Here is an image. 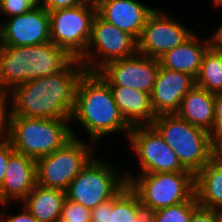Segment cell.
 Here are the masks:
<instances>
[{"label": "cell", "instance_id": "cell-5", "mask_svg": "<svg viewBox=\"0 0 222 222\" xmlns=\"http://www.w3.org/2000/svg\"><path fill=\"white\" fill-rule=\"evenodd\" d=\"M176 153L185 170L196 175L211 160L212 135L176 114L156 116L151 124Z\"/></svg>", "mask_w": 222, "mask_h": 222}, {"label": "cell", "instance_id": "cell-2", "mask_svg": "<svg viewBox=\"0 0 222 222\" xmlns=\"http://www.w3.org/2000/svg\"><path fill=\"white\" fill-rule=\"evenodd\" d=\"M73 122L83 126L93 143L113 132H123L128 139L132 128L122 117L108 83L97 72L85 71L78 81Z\"/></svg>", "mask_w": 222, "mask_h": 222}, {"label": "cell", "instance_id": "cell-40", "mask_svg": "<svg viewBox=\"0 0 222 222\" xmlns=\"http://www.w3.org/2000/svg\"><path fill=\"white\" fill-rule=\"evenodd\" d=\"M218 222H222V213L220 214V218Z\"/></svg>", "mask_w": 222, "mask_h": 222}, {"label": "cell", "instance_id": "cell-41", "mask_svg": "<svg viewBox=\"0 0 222 222\" xmlns=\"http://www.w3.org/2000/svg\"><path fill=\"white\" fill-rule=\"evenodd\" d=\"M36 4L40 1V0H33Z\"/></svg>", "mask_w": 222, "mask_h": 222}, {"label": "cell", "instance_id": "cell-4", "mask_svg": "<svg viewBox=\"0 0 222 222\" xmlns=\"http://www.w3.org/2000/svg\"><path fill=\"white\" fill-rule=\"evenodd\" d=\"M70 119H37L10 115L8 136L13 149L38 160L78 138Z\"/></svg>", "mask_w": 222, "mask_h": 222}, {"label": "cell", "instance_id": "cell-8", "mask_svg": "<svg viewBox=\"0 0 222 222\" xmlns=\"http://www.w3.org/2000/svg\"><path fill=\"white\" fill-rule=\"evenodd\" d=\"M90 142L94 144L73 137L62 148L36 160L37 184L66 191L94 156L92 150L95 146Z\"/></svg>", "mask_w": 222, "mask_h": 222}, {"label": "cell", "instance_id": "cell-10", "mask_svg": "<svg viewBox=\"0 0 222 222\" xmlns=\"http://www.w3.org/2000/svg\"><path fill=\"white\" fill-rule=\"evenodd\" d=\"M137 53V40L132 35L96 14L92 21L89 44L78 60L87 72H98L109 62L129 58Z\"/></svg>", "mask_w": 222, "mask_h": 222}, {"label": "cell", "instance_id": "cell-38", "mask_svg": "<svg viewBox=\"0 0 222 222\" xmlns=\"http://www.w3.org/2000/svg\"><path fill=\"white\" fill-rule=\"evenodd\" d=\"M214 2V5L217 6L219 8L222 7V0H212Z\"/></svg>", "mask_w": 222, "mask_h": 222}, {"label": "cell", "instance_id": "cell-31", "mask_svg": "<svg viewBox=\"0 0 222 222\" xmlns=\"http://www.w3.org/2000/svg\"><path fill=\"white\" fill-rule=\"evenodd\" d=\"M10 141L5 139H0V188L3 183V178L6 170V166L10 155L14 152Z\"/></svg>", "mask_w": 222, "mask_h": 222}, {"label": "cell", "instance_id": "cell-21", "mask_svg": "<svg viewBox=\"0 0 222 222\" xmlns=\"http://www.w3.org/2000/svg\"><path fill=\"white\" fill-rule=\"evenodd\" d=\"M66 192L36 185L21 204L39 222H56L61 217Z\"/></svg>", "mask_w": 222, "mask_h": 222}, {"label": "cell", "instance_id": "cell-22", "mask_svg": "<svg viewBox=\"0 0 222 222\" xmlns=\"http://www.w3.org/2000/svg\"><path fill=\"white\" fill-rule=\"evenodd\" d=\"M195 195L200 206L222 212V167L212 160L195 175Z\"/></svg>", "mask_w": 222, "mask_h": 222}, {"label": "cell", "instance_id": "cell-17", "mask_svg": "<svg viewBox=\"0 0 222 222\" xmlns=\"http://www.w3.org/2000/svg\"><path fill=\"white\" fill-rule=\"evenodd\" d=\"M37 185L36 160L14 151L8 160L0 188V205L21 203Z\"/></svg>", "mask_w": 222, "mask_h": 222}, {"label": "cell", "instance_id": "cell-20", "mask_svg": "<svg viewBox=\"0 0 222 222\" xmlns=\"http://www.w3.org/2000/svg\"><path fill=\"white\" fill-rule=\"evenodd\" d=\"M178 117L215 135L214 94L194 86L182 99Z\"/></svg>", "mask_w": 222, "mask_h": 222}, {"label": "cell", "instance_id": "cell-16", "mask_svg": "<svg viewBox=\"0 0 222 222\" xmlns=\"http://www.w3.org/2000/svg\"><path fill=\"white\" fill-rule=\"evenodd\" d=\"M97 14L106 22L139 39L148 17L156 9L138 0H95Z\"/></svg>", "mask_w": 222, "mask_h": 222}, {"label": "cell", "instance_id": "cell-7", "mask_svg": "<svg viewBox=\"0 0 222 222\" xmlns=\"http://www.w3.org/2000/svg\"><path fill=\"white\" fill-rule=\"evenodd\" d=\"M107 163L93 157L68 186L66 198L93 209L116 196L128 184L126 174Z\"/></svg>", "mask_w": 222, "mask_h": 222}, {"label": "cell", "instance_id": "cell-3", "mask_svg": "<svg viewBox=\"0 0 222 222\" xmlns=\"http://www.w3.org/2000/svg\"><path fill=\"white\" fill-rule=\"evenodd\" d=\"M74 58L53 42L0 46V87L10 92L19 84L62 71Z\"/></svg>", "mask_w": 222, "mask_h": 222}, {"label": "cell", "instance_id": "cell-12", "mask_svg": "<svg viewBox=\"0 0 222 222\" xmlns=\"http://www.w3.org/2000/svg\"><path fill=\"white\" fill-rule=\"evenodd\" d=\"M157 9L148 17L137 40L138 54L154 59H159L195 33L169 13Z\"/></svg>", "mask_w": 222, "mask_h": 222}, {"label": "cell", "instance_id": "cell-30", "mask_svg": "<svg viewBox=\"0 0 222 222\" xmlns=\"http://www.w3.org/2000/svg\"><path fill=\"white\" fill-rule=\"evenodd\" d=\"M221 211L199 206L192 214L190 222H218Z\"/></svg>", "mask_w": 222, "mask_h": 222}, {"label": "cell", "instance_id": "cell-11", "mask_svg": "<svg viewBox=\"0 0 222 222\" xmlns=\"http://www.w3.org/2000/svg\"><path fill=\"white\" fill-rule=\"evenodd\" d=\"M128 141L138 158L139 174L188 171L152 125L133 126Z\"/></svg>", "mask_w": 222, "mask_h": 222}, {"label": "cell", "instance_id": "cell-27", "mask_svg": "<svg viewBox=\"0 0 222 222\" xmlns=\"http://www.w3.org/2000/svg\"><path fill=\"white\" fill-rule=\"evenodd\" d=\"M37 5L33 0H0V12L7 17L19 15Z\"/></svg>", "mask_w": 222, "mask_h": 222}, {"label": "cell", "instance_id": "cell-26", "mask_svg": "<svg viewBox=\"0 0 222 222\" xmlns=\"http://www.w3.org/2000/svg\"><path fill=\"white\" fill-rule=\"evenodd\" d=\"M61 218L76 222H90L91 209L66 198L63 202Z\"/></svg>", "mask_w": 222, "mask_h": 222}, {"label": "cell", "instance_id": "cell-37", "mask_svg": "<svg viewBox=\"0 0 222 222\" xmlns=\"http://www.w3.org/2000/svg\"><path fill=\"white\" fill-rule=\"evenodd\" d=\"M211 35L212 45L218 50L222 52V23L218 26Z\"/></svg>", "mask_w": 222, "mask_h": 222}, {"label": "cell", "instance_id": "cell-29", "mask_svg": "<svg viewBox=\"0 0 222 222\" xmlns=\"http://www.w3.org/2000/svg\"><path fill=\"white\" fill-rule=\"evenodd\" d=\"M88 0H40L37 4L48 12L62 8H70L86 3Z\"/></svg>", "mask_w": 222, "mask_h": 222}, {"label": "cell", "instance_id": "cell-15", "mask_svg": "<svg viewBox=\"0 0 222 222\" xmlns=\"http://www.w3.org/2000/svg\"><path fill=\"white\" fill-rule=\"evenodd\" d=\"M194 86L195 79L191 75L159 66L150 95L155 115L175 114L182 99Z\"/></svg>", "mask_w": 222, "mask_h": 222}, {"label": "cell", "instance_id": "cell-18", "mask_svg": "<svg viewBox=\"0 0 222 222\" xmlns=\"http://www.w3.org/2000/svg\"><path fill=\"white\" fill-rule=\"evenodd\" d=\"M200 38L195 32L184 43L166 52L158 59L160 66L165 69L186 73L195 79L199 73L202 58L212 45L211 38Z\"/></svg>", "mask_w": 222, "mask_h": 222}, {"label": "cell", "instance_id": "cell-28", "mask_svg": "<svg viewBox=\"0 0 222 222\" xmlns=\"http://www.w3.org/2000/svg\"><path fill=\"white\" fill-rule=\"evenodd\" d=\"M9 104V92L0 87V139H5L8 136L9 120L11 113V108Z\"/></svg>", "mask_w": 222, "mask_h": 222}, {"label": "cell", "instance_id": "cell-13", "mask_svg": "<svg viewBox=\"0 0 222 222\" xmlns=\"http://www.w3.org/2000/svg\"><path fill=\"white\" fill-rule=\"evenodd\" d=\"M159 60L136 54L107 63L97 73L109 86H123L151 95L159 70Z\"/></svg>", "mask_w": 222, "mask_h": 222}, {"label": "cell", "instance_id": "cell-32", "mask_svg": "<svg viewBox=\"0 0 222 222\" xmlns=\"http://www.w3.org/2000/svg\"><path fill=\"white\" fill-rule=\"evenodd\" d=\"M19 214L7 215L0 209V222H39L32 214L24 207L21 208Z\"/></svg>", "mask_w": 222, "mask_h": 222}, {"label": "cell", "instance_id": "cell-35", "mask_svg": "<svg viewBox=\"0 0 222 222\" xmlns=\"http://www.w3.org/2000/svg\"><path fill=\"white\" fill-rule=\"evenodd\" d=\"M109 217V200L98 204L95 208L91 209L90 222H108Z\"/></svg>", "mask_w": 222, "mask_h": 222}, {"label": "cell", "instance_id": "cell-14", "mask_svg": "<svg viewBox=\"0 0 222 222\" xmlns=\"http://www.w3.org/2000/svg\"><path fill=\"white\" fill-rule=\"evenodd\" d=\"M51 41L50 16L38 4L31 10L0 21V46H30Z\"/></svg>", "mask_w": 222, "mask_h": 222}, {"label": "cell", "instance_id": "cell-6", "mask_svg": "<svg viewBox=\"0 0 222 222\" xmlns=\"http://www.w3.org/2000/svg\"><path fill=\"white\" fill-rule=\"evenodd\" d=\"M129 187L140 201L155 210L190 200L195 195V175L190 171L131 174Z\"/></svg>", "mask_w": 222, "mask_h": 222}, {"label": "cell", "instance_id": "cell-36", "mask_svg": "<svg viewBox=\"0 0 222 222\" xmlns=\"http://www.w3.org/2000/svg\"><path fill=\"white\" fill-rule=\"evenodd\" d=\"M215 135L222 134V91L214 94Z\"/></svg>", "mask_w": 222, "mask_h": 222}, {"label": "cell", "instance_id": "cell-24", "mask_svg": "<svg viewBox=\"0 0 222 222\" xmlns=\"http://www.w3.org/2000/svg\"><path fill=\"white\" fill-rule=\"evenodd\" d=\"M139 202V197L127 184L109 200L108 222H135Z\"/></svg>", "mask_w": 222, "mask_h": 222}, {"label": "cell", "instance_id": "cell-9", "mask_svg": "<svg viewBox=\"0 0 222 222\" xmlns=\"http://www.w3.org/2000/svg\"><path fill=\"white\" fill-rule=\"evenodd\" d=\"M51 42L79 59L91 38L92 21L97 14L95 0L82 5L48 12Z\"/></svg>", "mask_w": 222, "mask_h": 222}, {"label": "cell", "instance_id": "cell-19", "mask_svg": "<svg viewBox=\"0 0 222 222\" xmlns=\"http://www.w3.org/2000/svg\"><path fill=\"white\" fill-rule=\"evenodd\" d=\"M109 87L122 117L131 127L153 123L156 115L149 93L123 86Z\"/></svg>", "mask_w": 222, "mask_h": 222}, {"label": "cell", "instance_id": "cell-33", "mask_svg": "<svg viewBox=\"0 0 222 222\" xmlns=\"http://www.w3.org/2000/svg\"><path fill=\"white\" fill-rule=\"evenodd\" d=\"M156 210L142 203L137 204L136 221L135 222H155Z\"/></svg>", "mask_w": 222, "mask_h": 222}, {"label": "cell", "instance_id": "cell-25", "mask_svg": "<svg viewBox=\"0 0 222 222\" xmlns=\"http://www.w3.org/2000/svg\"><path fill=\"white\" fill-rule=\"evenodd\" d=\"M196 195L190 200L156 210L155 222H190L199 207Z\"/></svg>", "mask_w": 222, "mask_h": 222}, {"label": "cell", "instance_id": "cell-34", "mask_svg": "<svg viewBox=\"0 0 222 222\" xmlns=\"http://www.w3.org/2000/svg\"><path fill=\"white\" fill-rule=\"evenodd\" d=\"M211 160L222 167V134L212 135Z\"/></svg>", "mask_w": 222, "mask_h": 222}, {"label": "cell", "instance_id": "cell-39", "mask_svg": "<svg viewBox=\"0 0 222 222\" xmlns=\"http://www.w3.org/2000/svg\"><path fill=\"white\" fill-rule=\"evenodd\" d=\"M56 222H76V221H70V220H64L60 217Z\"/></svg>", "mask_w": 222, "mask_h": 222}, {"label": "cell", "instance_id": "cell-1", "mask_svg": "<svg viewBox=\"0 0 222 222\" xmlns=\"http://www.w3.org/2000/svg\"><path fill=\"white\" fill-rule=\"evenodd\" d=\"M74 58L62 71L28 81L10 92V115L37 119H71L76 87L85 72Z\"/></svg>", "mask_w": 222, "mask_h": 222}, {"label": "cell", "instance_id": "cell-23", "mask_svg": "<svg viewBox=\"0 0 222 222\" xmlns=\"http://www.w3.org/2000/svg\"><path fill=\"white\" fill-rule=\"evenodd\" d=\"M195 86L213 94L222 91V52L213 45L202 58Z\"/></svg>", "mask_w": 222, "mask_h": 222}]
</instances>
